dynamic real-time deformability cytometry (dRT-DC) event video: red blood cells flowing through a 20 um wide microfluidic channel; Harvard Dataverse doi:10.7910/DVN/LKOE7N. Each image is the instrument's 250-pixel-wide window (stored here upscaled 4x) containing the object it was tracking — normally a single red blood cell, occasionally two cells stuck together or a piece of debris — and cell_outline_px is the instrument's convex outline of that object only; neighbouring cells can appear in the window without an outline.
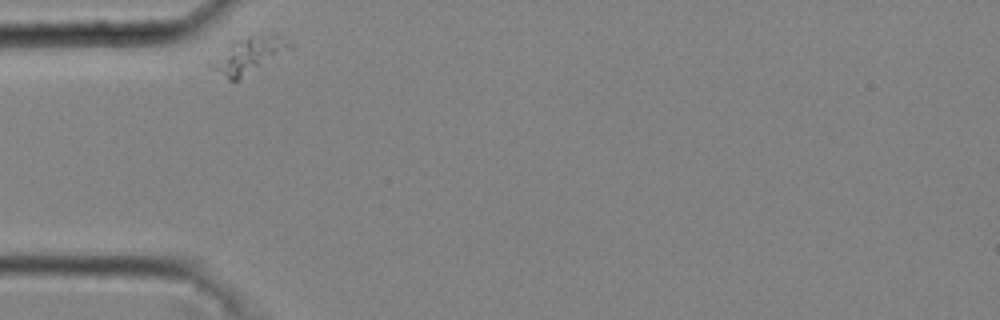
{"species": "common noctule bat (a hibernating species)", "species_latin": "Nyctalus noctula", "temperature_condition": "cold", "stored_images_in_passage": 29, "camera_frame_rate_fps": 3000, "um_per_image_px": 0.085, "animal": {"sex": "male", "body_mass_g": 20.4}, "frame": {"image": 1, "passage_image": 1, "time_ms": 0.0, "image_size_px": [1000, 320], "cell_outline_px": [[296, 44], [292, 48], [240, 80], [228, 80], [212, 68], [208, 64], [208, 60], [236, 40], [268, 28], [276, 32]], "centroid_in_image_um": [21.22, 4.6], "position_along_channel_um": 63.8, "area_um2": 17.57}}
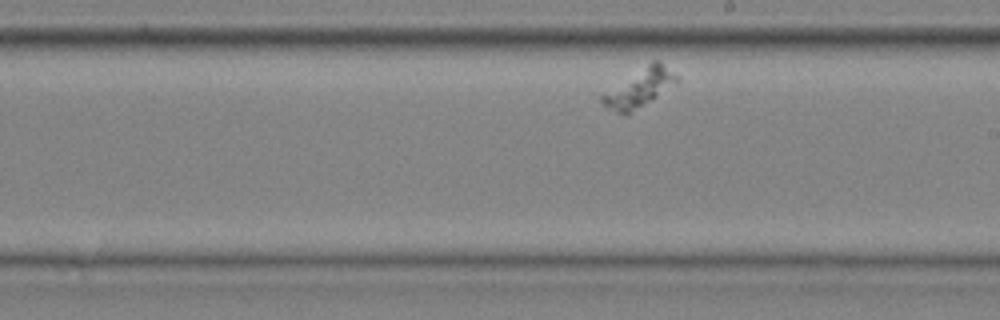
{"frame": {"image": 2, "passage_image": 17, "time_ms": 5.333, "image_size_px": [1000, 320], "cell_outline_px": [[680, 80], [628, 116], [624, 116], [616, 112], [604, 104], [600, 100], [600, 96], [652, 60], [660, 60], [680, 76]], "centroid_in_image_um": [54.4, 7.47], "position_along_channel_um": 234.6, "area_um2": 16.47}}
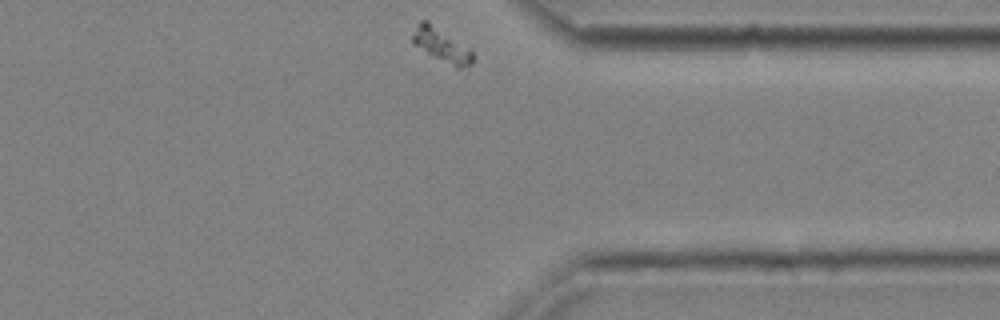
{"frame": {"image": 3, "passage_image": 29, "time_ms": 9.333, "image_size_px": [1000, 320], "cell_outline_px": [[472, 64], [460, 68], [456, 68], [432, 56], [412, 44], [412, 36], [420, 20], [428, 20], [472, 52]], "centroid_in_image_um": [37.47, 3.84], "position_along_channel_um": 373.9, "area_um2": 11.44}}